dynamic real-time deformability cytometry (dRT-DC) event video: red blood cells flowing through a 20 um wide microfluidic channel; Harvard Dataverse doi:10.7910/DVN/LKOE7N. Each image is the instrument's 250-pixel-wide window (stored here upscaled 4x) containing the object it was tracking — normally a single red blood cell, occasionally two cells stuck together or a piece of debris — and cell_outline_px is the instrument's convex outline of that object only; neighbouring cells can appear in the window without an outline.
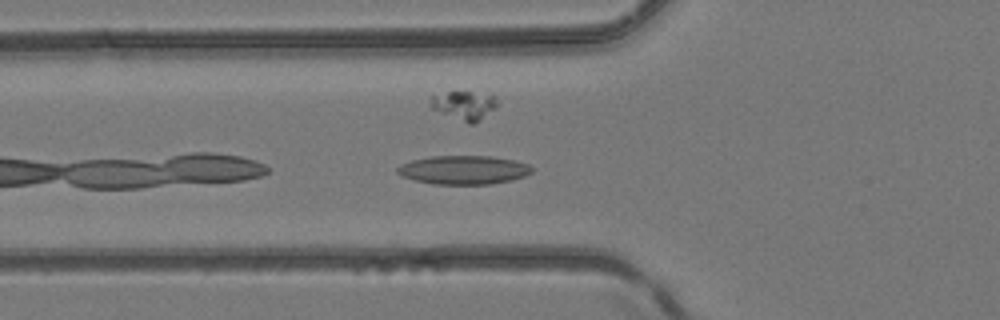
{"species": "common noctule bat (a hibernating species)", "species_latin": "Nyctalus noctula", "temperature_condition": "room temperature", "stored_images_in_passage": 26, "camera_frame_rate_fps": 3000, "um_per_image_px": 0.085, "animal": {"sex": "female", "body_mass_g": 24.6, "forearm_length_mm": 56.2}, "frame": {"image": 1, "passage_image": 3, "time_ms": 0.667, "image_size_px": [1000, 320], "cell_outline_px": [[532, 172], [524, 176], [492, 184], [432, 184], [416, 180], [404, 176], [396, 172], [396, 168], [400, 164], [412, 160], [432, 156], [492, 156], [512, 160], [528, 164], [532, 168]], "centroid_in_image_um": [39.38, 14.44], "position_along_channel_um": 86.4, "area_um2": 22.31}}
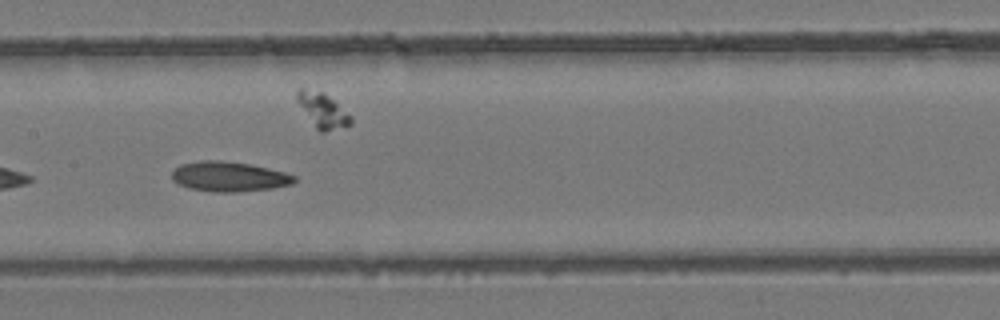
{"frame": {"image": 2, "passage_image": 10, "time_ms": 3.0, "image_size_px": [1000, 320], "cell_outline_px": [[296, 180], [292, 184], [272, 188], [236, 192], [216, 192], [188, 188], [172, 180], [172, 172], [180, 164], [200, 160], [220, 160], [252, 164], [284, 172], [296, 176]], "centroid_in_image_um": [19.47, 15.0], "position_along_channel_um": 187.9, "area_um2": 21.39}}
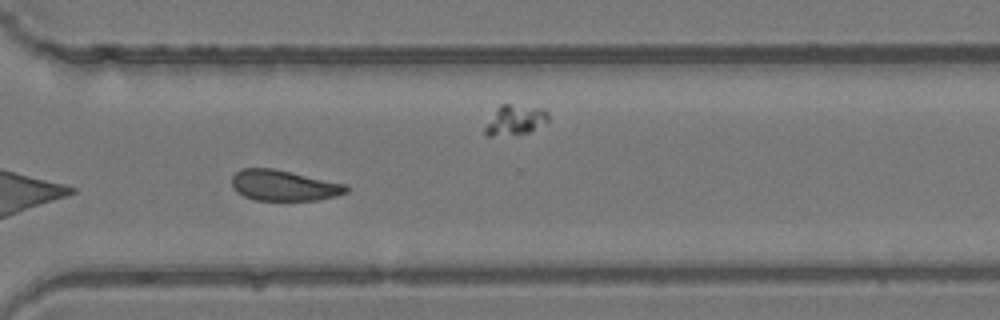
{"frame": {"image": 3, "passage_image": 21, "time_ms": 6.667, "image_size_px": [1000, 320], "cell_outline_px": [[348, 192], [336, 196], [320, 200], [256, 200], [244, 196], [236, 192], [232, 184], [232, 176], [240, 168], [272, 168], [292, 172], [348, 184]], "centroid_in_image_um": [24.15, 15.76], "position_along_channel_um": 346.5, "area_um2": 20.63}}